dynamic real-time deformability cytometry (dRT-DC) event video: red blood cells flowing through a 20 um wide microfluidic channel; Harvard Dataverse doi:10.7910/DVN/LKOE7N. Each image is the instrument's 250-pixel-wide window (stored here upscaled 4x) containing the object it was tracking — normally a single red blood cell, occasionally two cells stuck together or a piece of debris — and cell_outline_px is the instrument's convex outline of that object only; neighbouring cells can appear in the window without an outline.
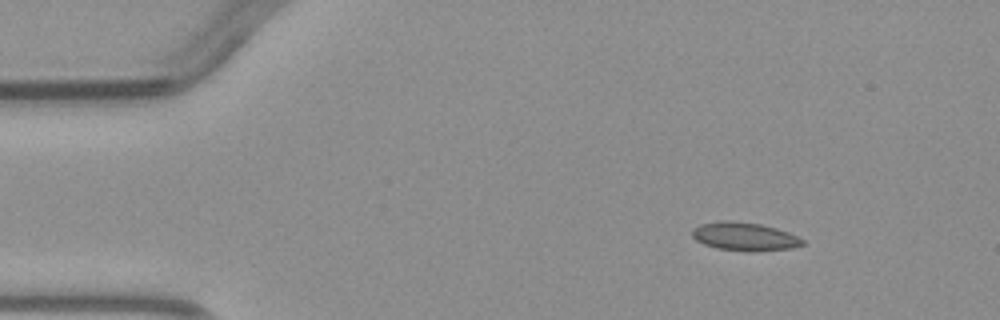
{"species": "common noctule bat (a hibernating species)", "species_latin": "Nyctalus noctula", "temperature_condition": "warm", "stored_images_in_passage": 3, "camera_frame_rate_fps": 3000, "um_per_image_px": 0.085, "animal": {"sex": "male", "body_mass_g": 23.1, "forearm_length_mm": 52.7}, "frame": {"image": 1, "passage_image": 1, "time_ms": 0.0, "image_size_px": [1000, 320], "cell_outline_px": [[804, 244], [792, 248], [752, 252], [716, 248], [704, 244], [696, 240], [692, 236], [692, 228], [700, 224], [720, 220], [728, 220], [760, 224], [776, 228], [788, 232], [804, 240]], "centroid_in_image_um": [63.26, 20.1], "position_along_channel_um": 21.7, "area_um2": 18.26}}
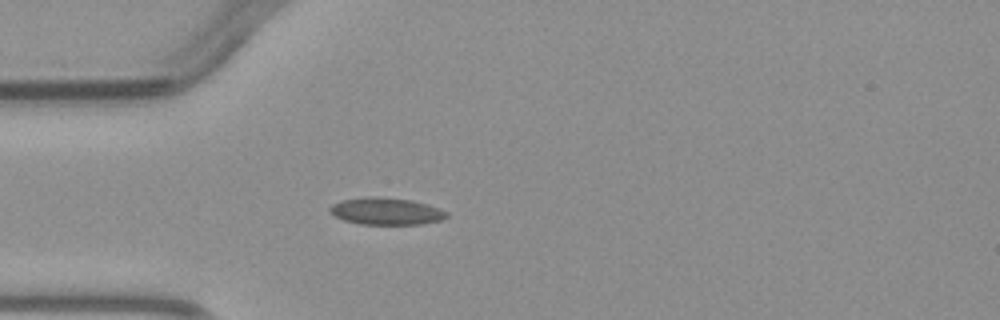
{"frame": {"image": 2, "passage_image": 3, "time_ms": 2.333, "image_size_px": [1000, 320], "cell_outline_px": [[448, 216], [440, 220], [420, 224], [360, 224], [344, 220], [328, 212], [328, 208], [332, 204], [340, 200], [368, 196], [376, 196], [412, 200], [448, 212]], "centroid_in_image_um": [32.75, 17.95], "position_along_channel_um": 52.2, "area_um2": 18.32}}